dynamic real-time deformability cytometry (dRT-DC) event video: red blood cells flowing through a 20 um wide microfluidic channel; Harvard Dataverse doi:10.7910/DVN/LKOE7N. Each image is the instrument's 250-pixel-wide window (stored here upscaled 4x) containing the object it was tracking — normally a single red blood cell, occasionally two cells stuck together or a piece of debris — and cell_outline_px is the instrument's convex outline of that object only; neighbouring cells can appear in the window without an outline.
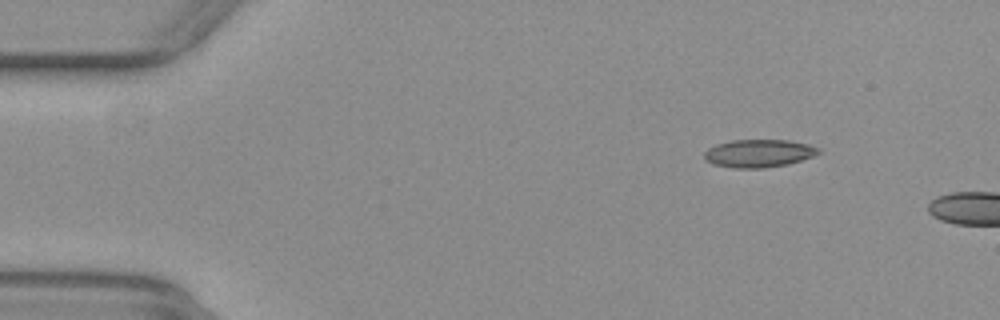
{"species": "common noctule bat (a hibernating species)", "species_latin": "Nyctalus noctula", "temperature_condition": "warm", "stored_images_in_passage": 13, "camera_frame_rate_fps": 3000, "um_per_image_px": 0.085, "animal": {"sex": "female", "body_mass_g": 29.2, "forearm_length_mm": 56.3}, "frame": {"image": 1, "passage_image": 7, "time_ms": 2.0, "image_size_px": [1000, 320], "cell_outline_px": [[820, 152], [812, 156], [788, 164], [764, 168], [736, 168], [712, 164], [704, 160], [704, 152], [708, 148], [716, 144], [732, 140], [788, 140], [808, 144], [820, 148]], "centroid_in_image_um": [64.46, 13.03], "position_along_channel_um": 20.5, "area_um2": 18.55}}